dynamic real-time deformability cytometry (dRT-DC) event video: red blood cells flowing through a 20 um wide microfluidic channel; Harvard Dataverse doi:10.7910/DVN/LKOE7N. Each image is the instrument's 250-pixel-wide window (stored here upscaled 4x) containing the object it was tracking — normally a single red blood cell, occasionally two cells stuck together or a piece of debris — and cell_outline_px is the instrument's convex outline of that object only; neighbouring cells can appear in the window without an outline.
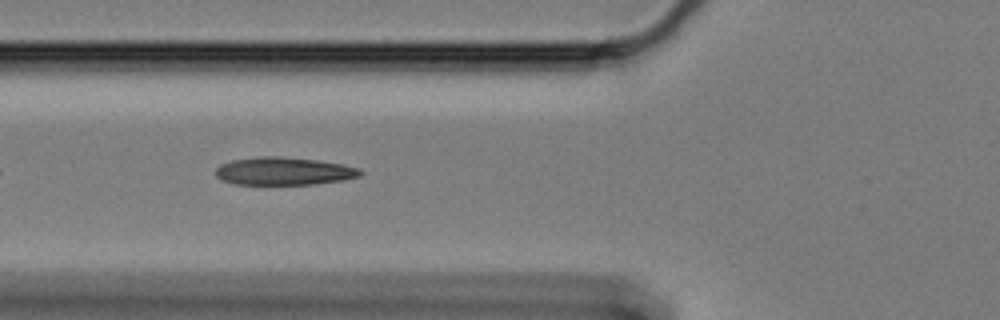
{"species": "Egyptian fruit bat (a non-hibernating species)", "species_latin": "Rousettus aegyptiacus", "temperature_condition": "cold", "stored_images_in_passage": 21, "camera_frame_rate_fps": 3000, "um_per_image_px": 0.085, "animal": {"sex": "female"}, "frame": {"image": 1, "passage_image": 7, "time_ms": 2.0, "image_size_px": [1000, 320], "cell_outline_px": [[364, 172], [360, 176], [340, 180], [312, 184], [232, 184], [220, 180], [216, 176], [216, 168], [220, 164], [232, 160], [256, 156], [276, 156], [316, 160], [340, 164], [360, 168]], "centroid_in_image_um": [24.07, 14.54], "position_along_channel_um": 101.7, "area_um2": 23.41}}
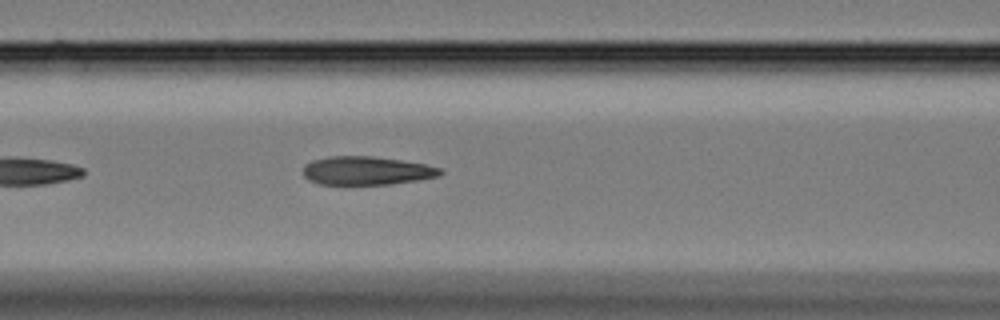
{"frame": {"image": 2, "passage_image": 10, "time_ms": 3.0, "image_size_px": [1000, 320], "cell_outline_px": [[444, 172], [440, 176], [392, 184], [320, 184], [308, 180], [304, 176], [304, 164], [312, 160], [328, 156], [372, 156], [400, 160], [424, 164], [440, 168]], "centroid_in_image_um": [31.14, 14.5], "position_along_channel_um": 135.5, "area_um2": 22.72}}